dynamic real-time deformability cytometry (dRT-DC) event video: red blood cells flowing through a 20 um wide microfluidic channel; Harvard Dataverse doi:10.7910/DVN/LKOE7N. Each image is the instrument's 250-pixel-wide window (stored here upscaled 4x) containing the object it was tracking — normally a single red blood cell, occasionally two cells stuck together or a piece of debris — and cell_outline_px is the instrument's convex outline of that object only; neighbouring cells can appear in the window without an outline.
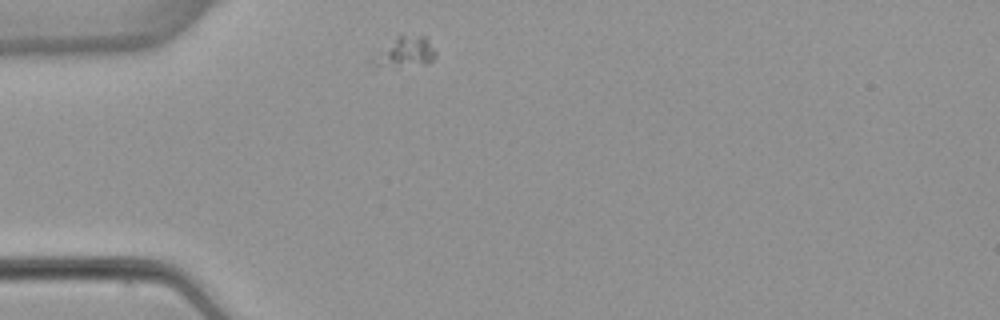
{"species": "common noctule bat (a hibernating species)", "species_latin": "Nyctalus noctula", "temperature_condition": "warm", "stored_images_in_passage": 1, "camera_frame_rate_fps": 3000, "um_per_image_px": 0.085, "animal": {"sex": "female", "body_mass_g": 22.7, "forearm_length_mm": 54.2}, "frame": {"image": 1, "passage_image": 1, "time_ms": 0.0, "image_size_px": [1000, 320], "cell_outline_px": [[436, 56], [428, 64], [392, 68], [376, 68], [376, 64], [396, 36], [428, 36], [436, 52]], "centroid_in_image_um": [34.65, 4.46], "position_along_channel_um": 50.4, "area_um2": 10.4}}